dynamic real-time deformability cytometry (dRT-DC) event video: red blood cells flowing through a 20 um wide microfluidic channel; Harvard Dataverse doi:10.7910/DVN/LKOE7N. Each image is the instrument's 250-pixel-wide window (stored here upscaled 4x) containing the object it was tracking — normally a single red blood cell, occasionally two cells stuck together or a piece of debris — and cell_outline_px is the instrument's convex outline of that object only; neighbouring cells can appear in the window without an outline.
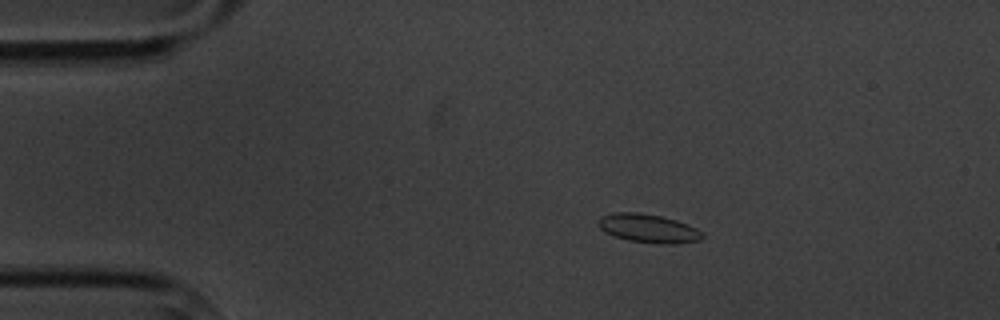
{"species": "common noctule bat (a hibernating species)", "species_latin": "Nyctalus noctula", "temperature_condition": "cold", "stored_images_in_passage": 7, "camera_frame_rate_fps": 3000, "um_per_image_px": 0.085, "animal": {"sex": "male", "body_mass_g": 20.1, "forearm_length_mm": 53.5}, "frame": {"image": 1, "passage_image": 3, "time_ms": 3.0, "image_size_px": [1000, 320], "cell_outline_px": [[704, 236], [700, 240], [672, 244], [628, 240], [604, 232], [596, 224], [600, 216], [612, 212], [640, 212], [660, 216], [676, 220], [688, 224], [704, 232]], "centroid_in_image_um": [55.09, 19.39], "position_along_channel_um": 29.9, "area_um2": 17.34}}
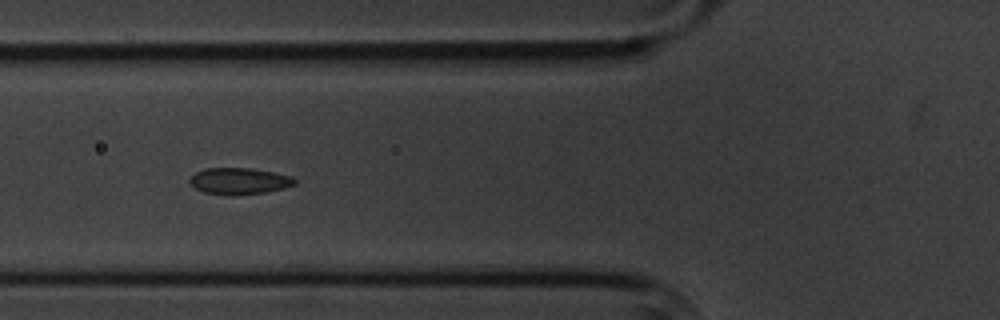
{"frame": {"image": 2, "passage_image": 6, "time_ms": 6.667, "image_size_px": [1000, 320], "cell_outline_px": [[296, 184], [284, 188], [268, 192], [232, 196], [228, 196], [204, 192], [196, 188], [188, 180], [196, 172], [204, 168], [252, 168], [292, 176], [296, 180]], "centroid_in_image_um": [20.35, 15.4], "position_along_channel_um": 105.5, "area_um2": 16.36}}
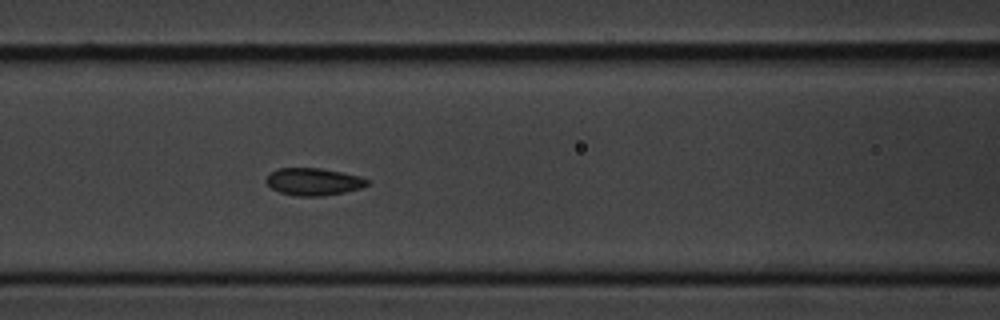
{"frame": {"image": 3, "passage_image": 7, "time_ms": 7.667, "image_size_px": [1000, 320], "cell_outline_px": [[368, 184], [360, 188], [344, 192], [320, 196], [296, 196], [280, 192], [272, 188], [264, 180], [276, 168], [320, 168], [360, 176], [368, 180]], "centroid_in_image_um": [26.62, 15.44], "position_along_channel_um": 140.0, "area_um2": 15.9}}